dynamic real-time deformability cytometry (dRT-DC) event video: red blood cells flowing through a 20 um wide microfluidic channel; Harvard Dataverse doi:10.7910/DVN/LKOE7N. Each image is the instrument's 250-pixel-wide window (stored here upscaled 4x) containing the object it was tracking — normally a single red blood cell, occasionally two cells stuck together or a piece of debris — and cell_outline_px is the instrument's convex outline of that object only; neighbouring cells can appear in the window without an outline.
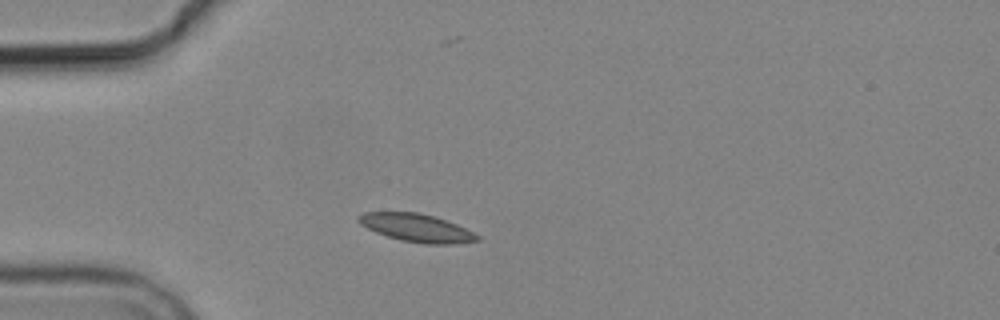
{"species": "common noctule bat (a hibernating species)", "species_latin": "Nyctalus noctula", "temperature_condition": "cold", "stored_images_in_passage": 2, "camera_frame_rate_fps": 3000, "um_per_image_px": 0.085, "animal": {"sex": "male", "body_mass_g": 19.2, "forearm_length_mm": 51.8}, "frame": {"image": 1, "passage_image": 2, "time_ms": 1.0, "image_size_px": [1000, 320], "cell_outline_px": [[480, 240], [456, 244], [428, 244], [400, 240], [376, 232], [360, 224], [356, 220], [356, 216], [364, 212], [420, 212], [436, 216], [456, 224], [480, 236]], "centroid_in_image_um": [35.4, 19.36], "position_along_channel_um": 49.6, "area_um2": 19.42}}